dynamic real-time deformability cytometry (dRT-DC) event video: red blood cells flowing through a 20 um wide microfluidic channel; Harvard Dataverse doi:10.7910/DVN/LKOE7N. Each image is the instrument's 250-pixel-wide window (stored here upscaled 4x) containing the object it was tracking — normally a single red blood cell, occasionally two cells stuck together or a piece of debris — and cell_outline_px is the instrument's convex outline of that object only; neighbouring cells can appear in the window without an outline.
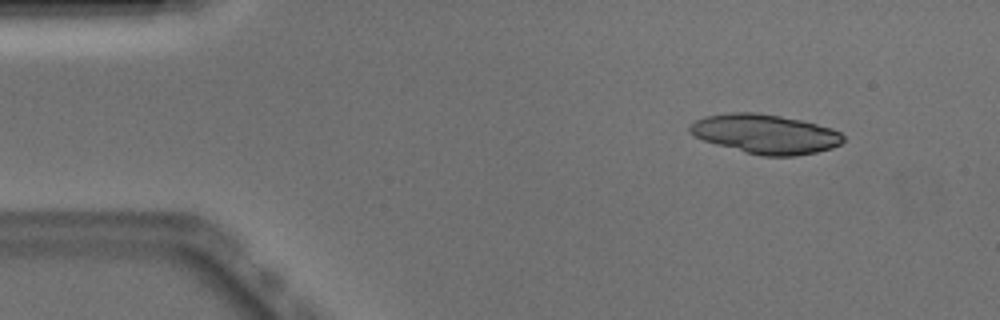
{"species": "Egyptian fruit bat (a non-hibernating species)", "species_latin": "Rousettus aegyptiacus", "temperature_condition": "warm", "stored_images_in_passage": 47, "camera_frame_rate_fps": 3000, "um_per_image_px": 0.085, "animal": {"sex": "male"}, "frame": {"image": 1, "passage_image": 2, "time_ms": 0.333, "image_size_px": [1000, 320], "cell_outline_px": [[844, 140], [840, 144], [832, 148], [816, 152], [796, 156], [760, 156], [744, 152], [716, 144], [704, 140], [688, 132], [688, 128], [696, 120], [704, 116], [728, 112], [756, 112], [804, 120], [832, 128], [840, 132], [844, 136]], "centroid_in_image_um": [65.07, 11.38], "position_along_channel_um": 19.9, "area_um2": 35.37}}